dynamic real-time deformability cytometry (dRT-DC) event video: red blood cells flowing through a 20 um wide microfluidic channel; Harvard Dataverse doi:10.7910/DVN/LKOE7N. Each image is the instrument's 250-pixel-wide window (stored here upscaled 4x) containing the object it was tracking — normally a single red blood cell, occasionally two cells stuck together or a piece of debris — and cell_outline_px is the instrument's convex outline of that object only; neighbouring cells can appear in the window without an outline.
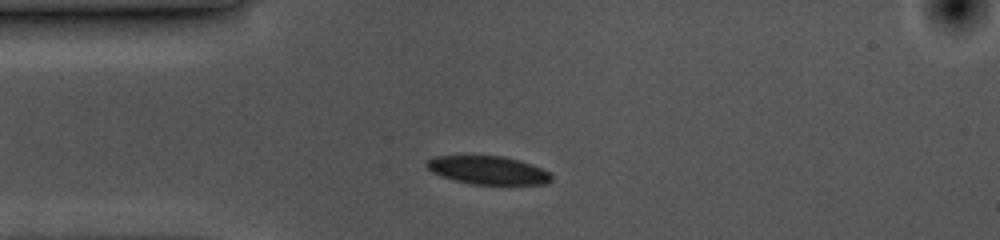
{"species": "common noctule bat (a hibernating species)", "species_latin": "Nyctalus noctula", "temperature_condition": "cold", "stored_images_in_passage": 44, "camera_frame_rate_fps": 3000, "um_per_image_px": 0.085, "animal": {"sex": "female", "body_mass_g": 10.0, "forearm_length_mm": 53.1}, "frame": {"image": 1, "passage_image": 7, "time_ms": 2.0, "image_size_px": [1000, 240], "cell_outline_px": [[552, 180], [548, 184], [472, 184], [456, 180], [432, 172], [424, 164], [428, 160], [436, 156], [504, 156], [520, 160], [532, 164], [548, 172], [552, 176]], "centroid_in_image_um": [41.51, 14.46], "position_along_channel_um": 43.5, "area_um2": 20.35}}
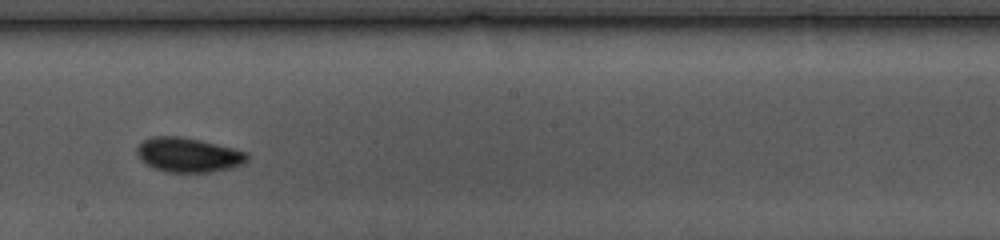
{"frame": {"image": 2, "passage_image": 24, "time_ms": 7.667, "image_size_px": [1000, 240], "cell_outline_px": [[248, 160], [244, 164], [228, 168], [208, 172], [164, 172], [152, 168], [144, 164], [140, 160], [136, 152], [136, 148], [144, 140], [152, 136], [180, 136], [200, 140], [248, 152]], "centroid_in_image_um": [15.97, 13.17], "position_along_channel_um": 232.2, "area_um2": 22.25}}
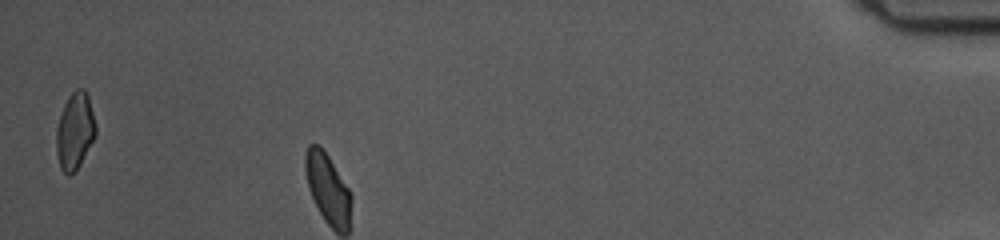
{"frame": {"image": 3, "passage_image": 44, "time_ms": 14.333, "image_size_px": [1000, 240], "cell_outline_px": [[96, 136], [76, 172], [68, 176], [60, 168], [56, 152], [56, 128], [64, 104], [68, 96], [76, 88], [84, 88], [88, 96], [96, 124]], "centroid_in_image_um": [6.37, 11.16], "position_along_channel_um": 428.8, "area_um2": 17.86}, "authors_computed_cell_mechanics": {"area_um2": 21.0681, "velocity_mm_per_s": 3.5333, "shape_relaxation_time_tau1_ms": 2.13, "shape_relaxation_time_tau2_ms": 3.1616, "deformation_change_tau1": 0.0799, "deformation_change_tau2": 0.0455}}